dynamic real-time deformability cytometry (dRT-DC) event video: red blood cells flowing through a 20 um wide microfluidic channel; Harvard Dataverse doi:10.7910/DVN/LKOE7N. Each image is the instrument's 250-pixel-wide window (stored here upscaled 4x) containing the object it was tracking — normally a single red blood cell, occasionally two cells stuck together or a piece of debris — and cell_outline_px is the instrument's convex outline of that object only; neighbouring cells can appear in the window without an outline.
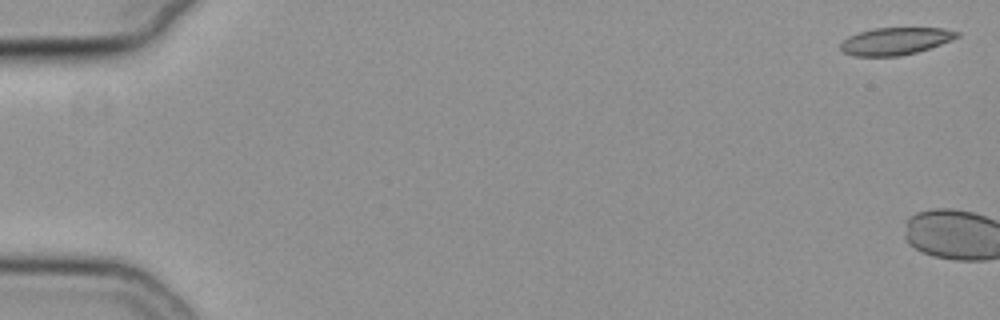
{"species": "common noctule bat (a hibernating species)", "species_latin": "Nyctalus noctula", "temperature_condition": "cold", "stored_images_in_passage": 8, "camera_frame_rate_fps": 3000, "um_per_image_px": 0.085, "animal": {"sex": "female", "body_mass_g": 19.3, "forearm_length_mm": 54.1}, "frame": {"image": 1, "passage_image": 1, "time_ms": 0.0, "image_size_px": [1000, 320], "cell_outline_px": [[960, 36], [952, 40], [916, 52], [900, 56], [852, 56], [844, 52], [840, 48], [840, 44], [848, 36], [872, 28], [944, 28], [960, 32]], "centroid_in_image_um": [76.11, 3.49], "position_along_channel_um": 8.9, "area_um2": 18.5}}